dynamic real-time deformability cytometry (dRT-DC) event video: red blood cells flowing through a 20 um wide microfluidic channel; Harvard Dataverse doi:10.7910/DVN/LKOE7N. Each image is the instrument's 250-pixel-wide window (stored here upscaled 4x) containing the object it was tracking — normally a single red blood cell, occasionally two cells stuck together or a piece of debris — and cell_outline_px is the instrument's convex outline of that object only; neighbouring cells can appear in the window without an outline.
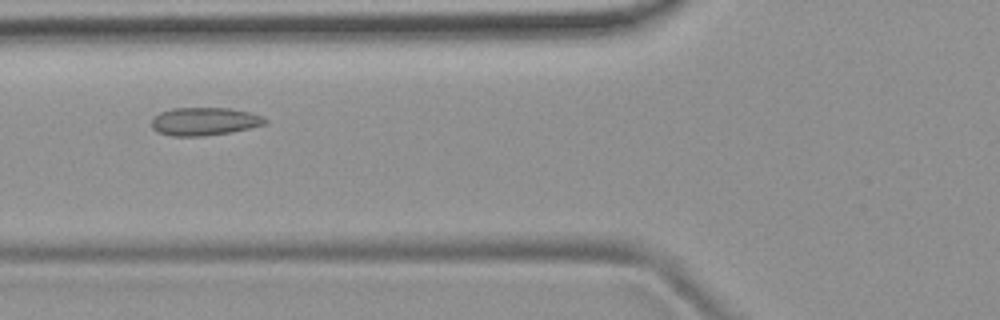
{"species": "common noctule bat (a hibernating species)", "species_latin": "Nyctalus noctula", "temperature_condition": "room temperature", "stored_images_in_passage": 6, "camera_frame_rate_fps": 3000, "um_per_image_px": 0.085, "animal": {"sex": "female", "body_mass_g": 19.9}, "frame": {"image": 1, "passage_image": 4, "time_ms": 3.667, "image_size_px": [1000, 320], "cell_outline_px": [[268, 120], [264, 124], [232, 132], [204, 136], [172, 136], [156, 132], [152, 128], [152, 120], [160, 112], [172, 108], [232, 108], [264, 116]], "centroid_in_image_um": [17.37, 10.32], "position_along_channel_um": 108.4, "area_um2": 18.55}}
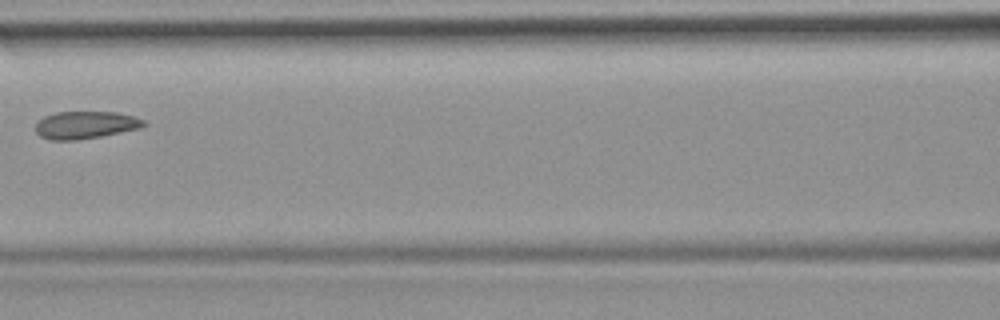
{"frame": {"image": 2, "passage_image": 5, "time_ms": 5.0, "image_size_px": [1000, 320], "cell_outline_px": [[148, 124], [140, 128], [100, 136], [76, 140], [48, 140], [40, 136], [36, 132], [36, 124], [44, 116], [56, 112], [116, 112], [132, 116], [144, 120]], "centroid_in_image_um": [7.25, 10.62], "position_along_channel_um": 159.4, "area_um2": 17.22}}
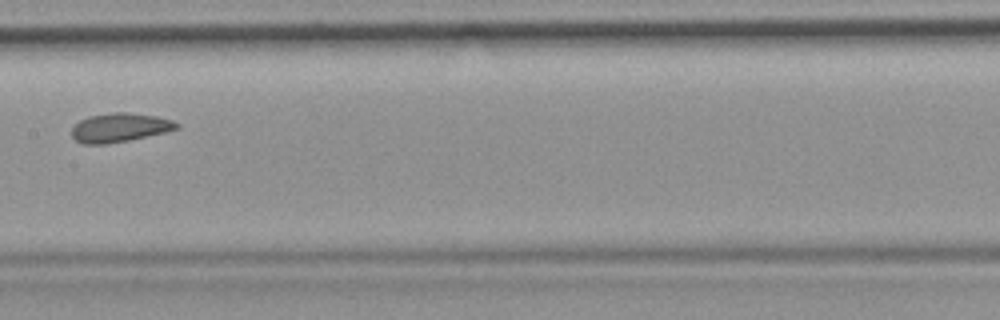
{"frame": {"image": 3, "passage_image": 6, "time_ms": 6.0, "image_size_px": [1000, 320], "cell_outline_px": [[180, 128], [164, 132], [128, 140], [104, 144], [84, 144], [76, 140], [72, 136], [72, 128], [80, 120], [88, 116], [112, 112], [124, 112], [156, 116], [172, 120], [180, 124]], "centroid_in_image_um": [10.17, 10.83], "position_along_channel_um": 197.2, "area_um2": 17.51}}